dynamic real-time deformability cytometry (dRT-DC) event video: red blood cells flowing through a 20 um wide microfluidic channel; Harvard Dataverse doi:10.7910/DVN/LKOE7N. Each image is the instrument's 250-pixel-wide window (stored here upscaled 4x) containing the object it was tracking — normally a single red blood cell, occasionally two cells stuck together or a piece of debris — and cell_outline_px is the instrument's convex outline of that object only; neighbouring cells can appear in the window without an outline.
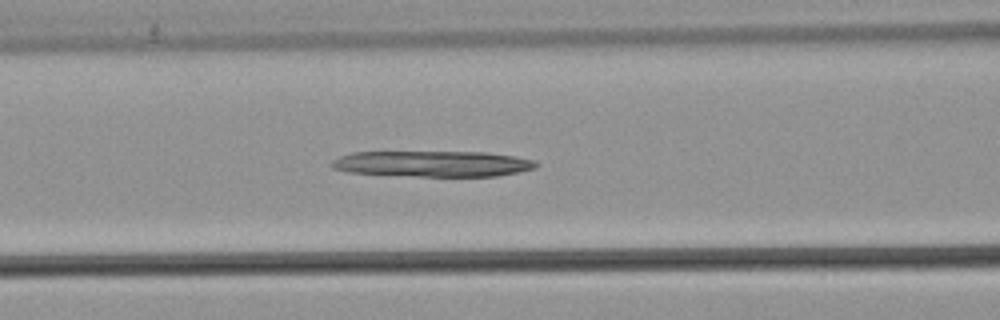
{"species": "common noctule bat (a hibernating species)", "species_latin": "Nyctalus noctula", "temperature_condition": "warm", "stored_images_in_passage": 45, "camera_frame_rate_fps": 3000, "um_per_image_px": 0.085, "animal": {"sex": "male", "body_mass_g": 21.5, "forearm_length_mm": 52.0}, "frame": {"image": 1, "passage_image": 14, "time_ms": 4.333, "image_size_px": [1000, 320], "cell_outline_px": [[540, 164], [536, 168], [520, 172], [496, 176], [416, 176], [348, 172], [332, 168], [328, 164], [332, 160], [340, 156], [352, 152], [484, 152], [516, 156], [536, 160]], "centroid_in_image_um": [36.81, 13.92], "position_along_channel_um": 129.8, "area_um2": 31.04}}
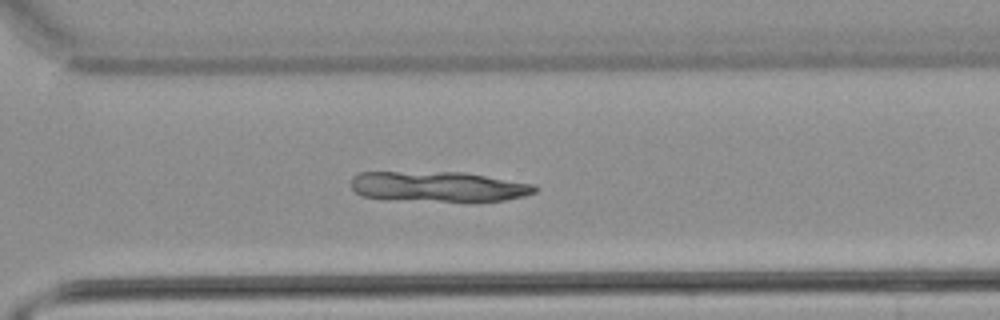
{"frame": {"image": 2, "passage_image": 30, "time_ms": 9.667, "image_size_px": [1000, 320], "cell_outline_px": [[536, 192], [524, 196], [504, 200], [476, 204], [364, 196], [356, 192], [352, 188], [352, 176], [360, 172], [464, 172], [536, 184]], "centroid_in_image_um": [37.39, 15.88], "position_along_channel_um": 333.2, "area_um2": 32.95}}
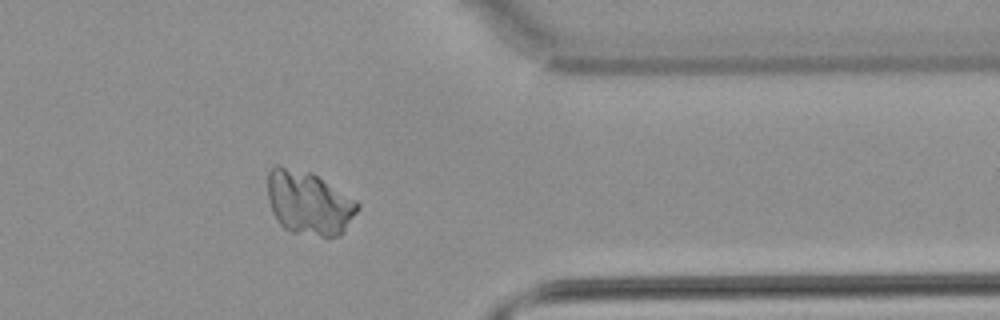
{"frame": {"image": 3, "passage_image": 35, "time_ms": 11.333, "image_size_px": [1000, 320], "cell_outline_px": [[360, 208], [344, 232], [340, 236], [320, 236], [292, 232], [284, 228], [276, 220], [272, 212], [268, 200], [268, 172], [276, 164], [280, 164], [312, 172], [356, 200], [360, 204]], "centroid_in_image_um": [26.25, 17.23], "position_along_channel_um": 385.2, "area_um2": 33.81}}